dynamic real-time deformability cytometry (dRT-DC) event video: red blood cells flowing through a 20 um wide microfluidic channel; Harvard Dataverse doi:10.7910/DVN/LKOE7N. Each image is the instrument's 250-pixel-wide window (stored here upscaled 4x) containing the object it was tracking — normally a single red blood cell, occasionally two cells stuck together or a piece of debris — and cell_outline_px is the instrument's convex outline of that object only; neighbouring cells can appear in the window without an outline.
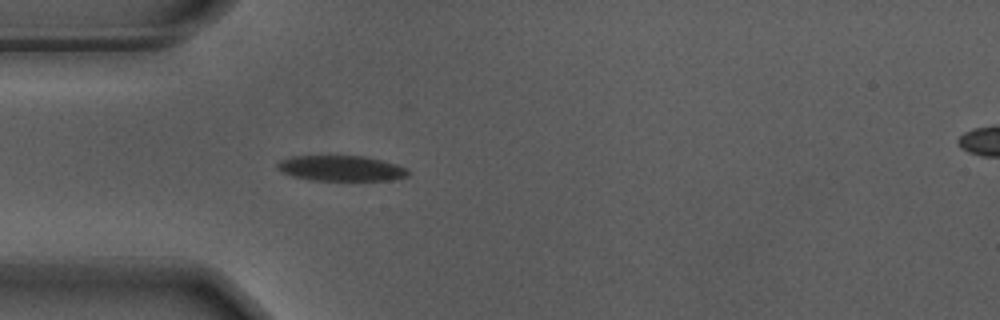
{"species": "Egyptian fruit bat (a non-hibernating species)", "species_latin": "Rousettus aegyptiacus", "temperature_condition": "warm", "stored_images_in_passage": 40, "camera_frame_rate_fps": 3000, "um_per_image_px": 0.085, "animal": {"sex": "male"}, "frame": {"image": 1, "passage_image": 1, "time_ms": 0.0, "image_size_px": [1000, 320], "cell_outline_px": [[408, 176], [392, 180], [308, 180], [292, 176], [280, 172], [276, 168], [276, 164], [280, 160], [292, 156], [364, 156], [396, 164], [404, 168], [408, 172]], "centroid_in_image_um": [28.92, 14.31], "position_along_channel_um": 56.1, "area_um2": 19.36}}
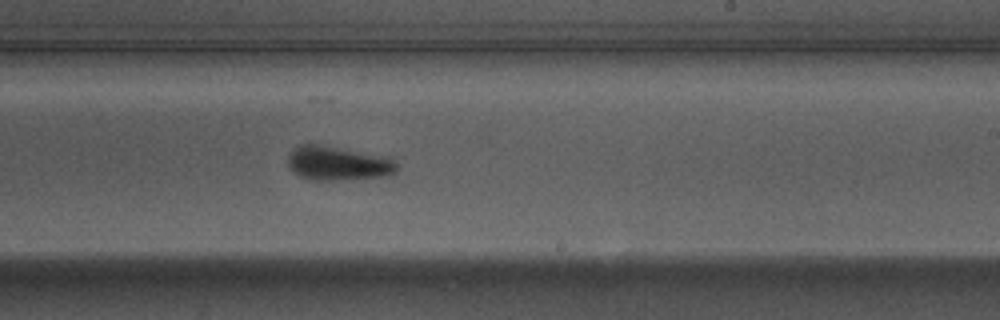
{"frame": {"image": 2, "passage_image": 18, "time_ms": 5.667, "image_size_px": [1000, 320], "cell_outline_px": [[396, 172], [388, 176], [336, 180], [316, 180], [300, 176], [288, 164], [288, 156], [300, 144], [320, 144], [388, 156], [396, 164]], "centroid_in_image_um": [28.76, 13.87], "position_along_channel_um": 260.2, "area_um2": 21.5}}
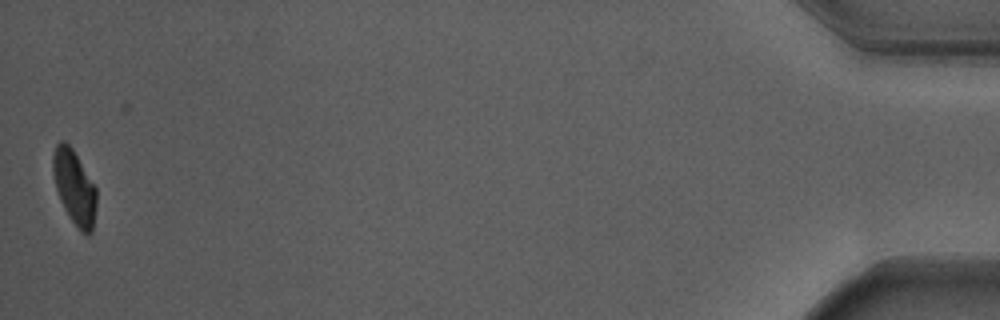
{"frame": {"image": 3, "passage_image": 40, "time_ms": 13.0, "image_size_px": [1000, 320], "cell_outline_px": [[96, 208], [92, 232], [88, 236], [84, 236], [80, 232], [68, 216], [60, 200], [56, 188], [52, 168], [52, 156], [56, 144], [60, 140], [64, 140], [72, 148], [96, 188]], "centroid_in_image_um": [6.32, 15.96], "position_along_channel_um": 428.9, "area_um2": 18.96}, "authors_computed_cell_mechanics": {"area_um2": 20.8369, "velocity_mm_per_s": 3.6818, "shape_relaxation_time_tau1_ms": 3.8121, "shape_relaxation_time_tau2_ms": 6.7422, "deformation_change_tau1": 0.1359, "deformation_change_tau2": 0.0995}}